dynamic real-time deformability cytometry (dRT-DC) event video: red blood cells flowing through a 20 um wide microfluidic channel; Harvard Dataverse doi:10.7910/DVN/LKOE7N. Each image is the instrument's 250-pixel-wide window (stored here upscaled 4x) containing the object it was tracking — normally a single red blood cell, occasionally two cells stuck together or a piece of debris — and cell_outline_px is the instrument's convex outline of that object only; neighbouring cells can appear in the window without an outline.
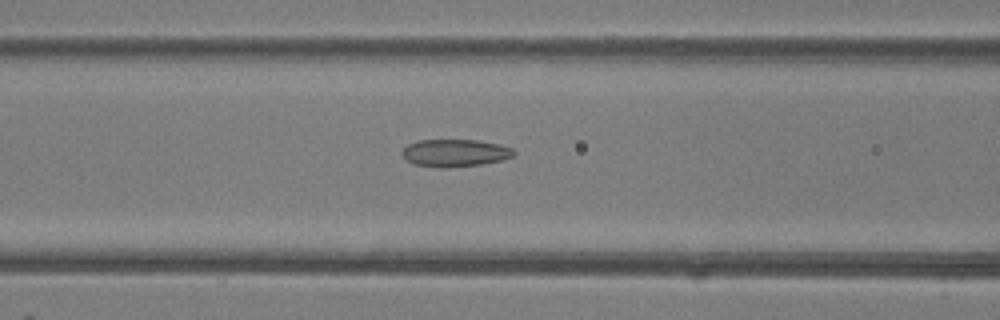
{"species": "common noctule bat (a hibernating species)", "species_latin": "Nyctalus noctula", "temperature_condition": "room temperature", "stored_images_in_passage": 45, "camera_frame_rate_fps": 3000, "um_per_image_px": 0.085, "animal": {"sex": "female"}, "frame": {"image": 1, "passage_image": 20, "time_ms": 6.333, "image_size_px": [1000, 320], "cell_outline_px": [[516, 152], [512, 156], [500, 160], [480, 164], [444, 168], [440, 168], [412, 164], [400, 152], [408, 144], [416, 140], [476, 140], [500, 144], [512, 148]], "centroid_in_image_um": [38.64, 12.99], "position_along_channel_um": 128.0, "area_um2": 17.8}}
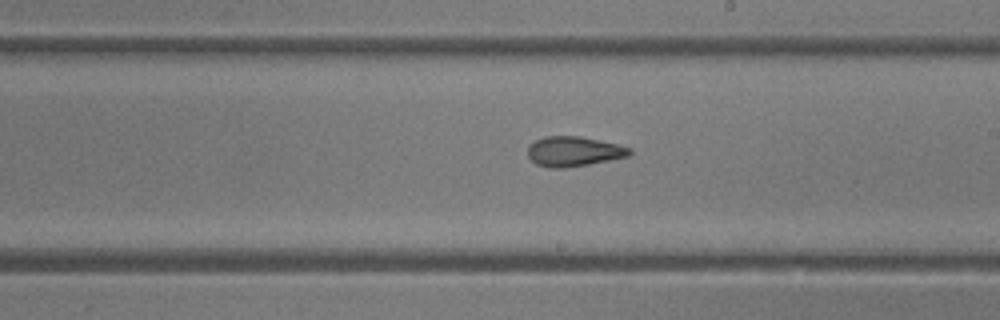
{"frame": {"image": 2, "passage_image": 28, "time_ms": 9.0, "image_size_px": [1000, 320], "cell_outline_px": [[632, 152], [628, 156], [588, 164], [564, 168], [548, 168], [536, 164], [528, 156], [528, 144], [544, 136], [580, 136], [616, 144], [632, 148]], "centroid_in_image_um": [48.73, 12.87], "position_along_channel_um": 240.3, "area_um2": 17.69}}
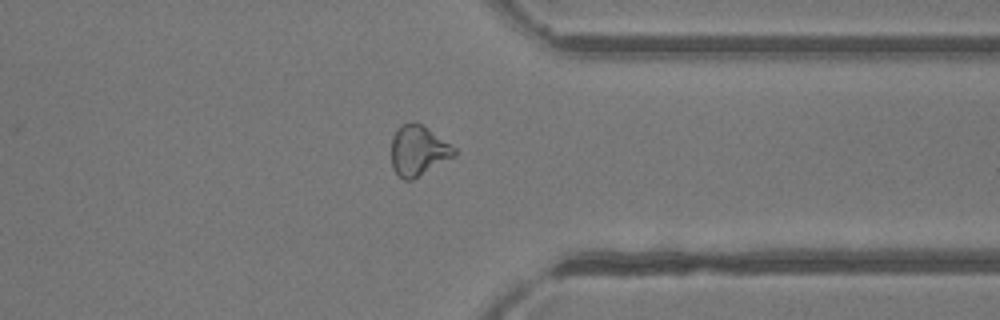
{"frame": {"image": 3, "passage_image": 38, "time_ms": 12.333, "image_size_px": [1000, 320], "cell_outline_px": [[456, 156], [412, 180], [404, 180], [392, 168], [392, 136], [400, 124], [420, 124], [456, 148]], "centroid_in_image_um": [35.55, 12.84], "position_along_channel_um": 375.8, "area_um2": 18.09}, "authors_computed_cell_mechanics": {"area_um2": 18.785, "velocity_mm_per_s": 4.2115, "shape_relaxation_time_tau1_ms": null, "shape_relaxation_time_tau2_ms": 2.646, "deformation_change_tau1": null, "deformation_change_tau2": 0.1025}}